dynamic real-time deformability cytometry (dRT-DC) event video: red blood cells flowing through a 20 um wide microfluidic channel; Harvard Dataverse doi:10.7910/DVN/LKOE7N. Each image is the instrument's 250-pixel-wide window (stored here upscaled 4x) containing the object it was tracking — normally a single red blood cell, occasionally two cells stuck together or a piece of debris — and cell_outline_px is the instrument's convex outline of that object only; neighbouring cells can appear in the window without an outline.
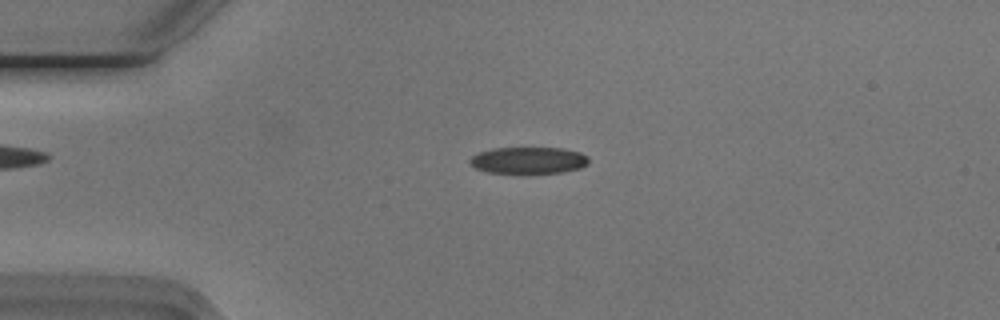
{"species": "Egyptian fruit bat (a non-hibernating species)", "species_latin": "Rousettus aegyptiacus", "temperature_condition": "cold", "stored_images_in_passage": 52, "camera_frame_rate_fps": 3000, "um_per_image_px": 0.085, "animal": {"sex": "male"}, "frame": {"image": 1, "passage_image": 12, "time_ms": 3.667, "image_size_px": [1000, 320], "cell_outline_px": [[588, 164], [580, 168], [564, 172], [488, 172], [476, 168], [468, 160], [472, 156], [480, 152], [492, 148], [564, 148], [580, 152], [588, 156]], "centroid_in_image_um": [44.96, 13.61], "position_along_channel_um": 40.0, "area_um2": 18.21}}
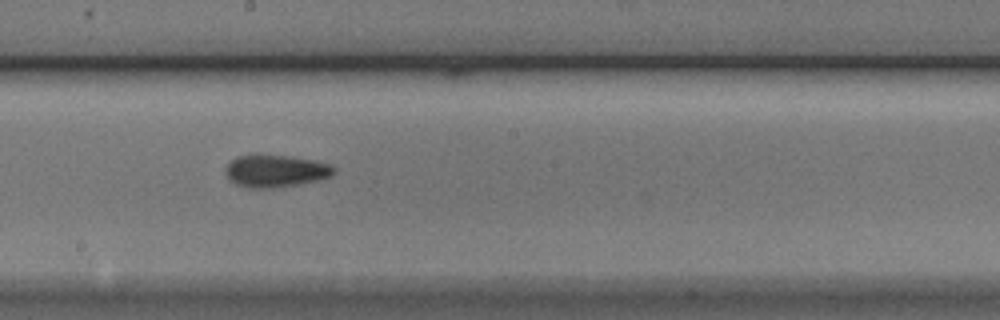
{"frame": {"image": 2, "passage_image": 29, "time_ms": 9.333, "image_size_px": [1000, 320], "cell_outline_px": [[336, 172], [332, 176], [320, 180], [272, 188], [248, 188], [236, 184], [228, 180], [224, 172], [224, 168], [236, 156], [292, 156], [316, 160], [332, 164], [336, 168]], "centroid_in_image_um": [23.46, 14.54], "position_along_channel_um": 224.7, "area_um2": 20.52}}
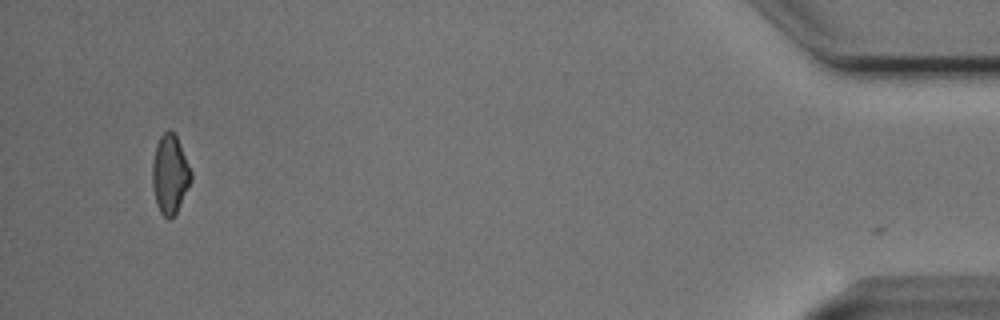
{"frame": {"image": 3, "passage_image": 51, "time_ms": 16.667, "image_size_px": [1000, 320], "cell_outline_px": [[192, 180], [176, 212], [168, 220], [160, 212], [156, 204], [152, 188], [152, 164], [156, 144], [160, 136], [168, 128], [176, 136], [192, 172]], "centroid_in_image_um": [14.43, 14.81], "position_along_channel_um": 420.8, "area_um2": 17.74}, "authors_computed_cell_mechanics": {"area_um2": 18.6983, "velocity_mm_per_s": 3.7596, "shape_relaxation_time_tau1_ms": 8.663, "shape_relaxation_time_tau2_ms": 3.8334, "deformation_change_tau1": 0.1944, "deformation_change_tau2": 0.112}}